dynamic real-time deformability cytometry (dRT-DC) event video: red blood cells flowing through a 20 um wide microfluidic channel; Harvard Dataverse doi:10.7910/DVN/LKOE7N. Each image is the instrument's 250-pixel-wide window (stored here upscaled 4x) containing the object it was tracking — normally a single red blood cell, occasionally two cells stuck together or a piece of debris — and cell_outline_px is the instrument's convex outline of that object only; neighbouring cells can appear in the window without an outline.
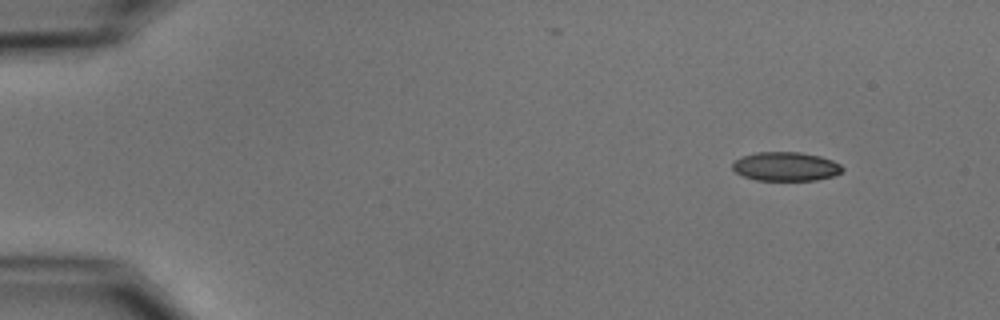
{"species": "common noctule bat (a hibernating species)", "species_latin": "Nyctalus noctula", "temperature_condition": "cold", "stored_images_in_passage": 5, "camera_frame_rate_fps": 3000, "um_per_image_px": 0.085, "animal": {"sex": "male", "body_mass_g": 15.6}, "frame": {"image": 1, "passage_image": 1, "time_ms": 0.0, "image_size_px": [1000, 320], "cell_outline_px": [[844, 168], [840, 172], [832, 176], [816, 180], [756, 180], [744, 176], [736, 172], [732, 168], [732, 160], [756, 152], [800, 152], [820, 156], [832, 160], [840, 164]], "centroid_in_image_um": [66.77, 14.14], "position_along_channel_um": 18.2, "area_um2": 18.5}}
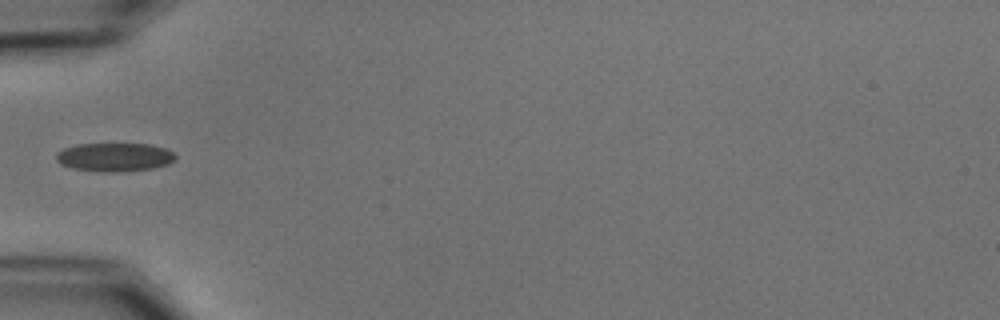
{"frame": {"image": 2, "passage_image": 4, "time_ms": 4.333, "image_size_px": [1000, 320], "cell_outline_px": [[176, 160], [168, 164], [152, 168], [124, 172], [100, 172], [72, 168], [60, 164], [56, 160], [56, 152], [64, 148], [76, 144], [148, 144], [168, 148], [176, 156]], "centroid_in_image_um": [9.74, 13.36], "position_along_channel_um": 75.3, "area_um2": 20.11}}